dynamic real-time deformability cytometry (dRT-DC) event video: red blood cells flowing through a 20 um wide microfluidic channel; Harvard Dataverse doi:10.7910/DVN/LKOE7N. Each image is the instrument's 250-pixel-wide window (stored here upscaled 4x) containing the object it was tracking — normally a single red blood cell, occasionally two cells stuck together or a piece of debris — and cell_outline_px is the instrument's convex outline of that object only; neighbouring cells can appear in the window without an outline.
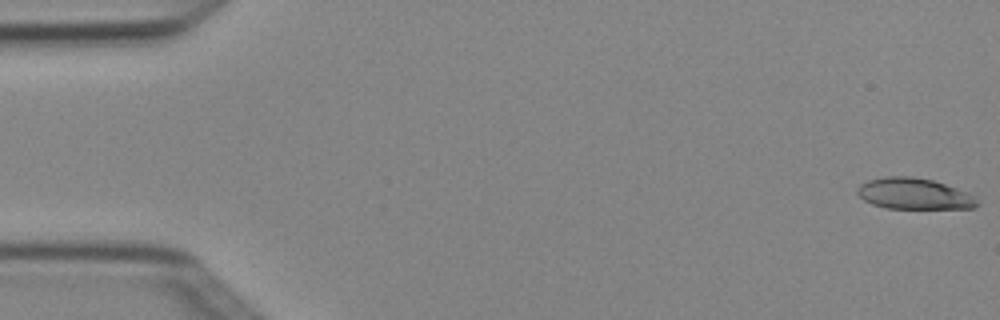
{"species": "Egyptian fruit bat (a non-hibernating species)", "species_latin": "Rousettus aegyptiacus", "temperature_condition": "cold", "stored_images_in_passage": 4, "camera_frame_rate_fps": 3000, "um_per_image_px": 0.085, "animal": {"sex": "female"}, "frame": {"image": 1, "passage_image": 1, "time_ms": 0.0, "image_size_px": [1000, 320], "cell_outline_px": [[980, 204], [972, 208], [888, 208], [872, 204], [864, 200], [856, 192], [860, 184], [868, 180], [888, 176], [912, 176], [932, 180], [968, 192], [976, 196]], "centroid_in_image_um": [77.72, 16.47], "position_along_channel_um": 7.3, "area_um2": 21.68}}
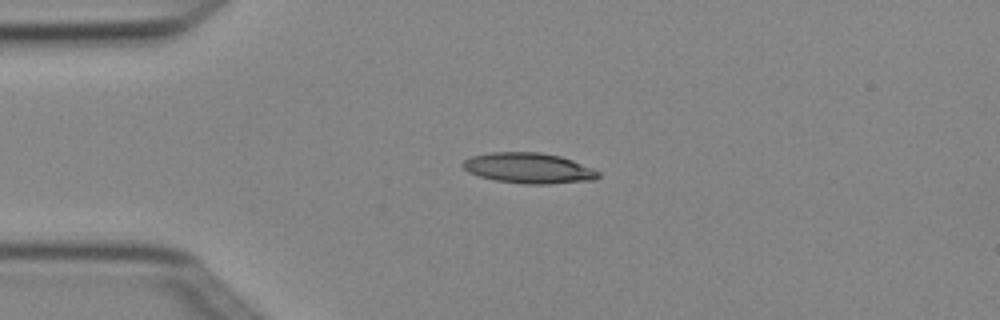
{"frame": {"image": 2, "passage_image": 4, "time_ms": 1.0, "image_size_px": [1000, 320], "cell_outline_px": [[600, 176], [596, 180], [548, 184], [524, 184], [496, 180], [480, 176], [468, 172], [460, 164], [464, 160], [472, 156], [488, 152], [540, 152], [560, 156], [572, 160], [592, 168], [600, 172]], "centroid_in_image_um": [44.95, 14.29], "position_along_channel_um": 40.1, "area_um2": 24.16}}